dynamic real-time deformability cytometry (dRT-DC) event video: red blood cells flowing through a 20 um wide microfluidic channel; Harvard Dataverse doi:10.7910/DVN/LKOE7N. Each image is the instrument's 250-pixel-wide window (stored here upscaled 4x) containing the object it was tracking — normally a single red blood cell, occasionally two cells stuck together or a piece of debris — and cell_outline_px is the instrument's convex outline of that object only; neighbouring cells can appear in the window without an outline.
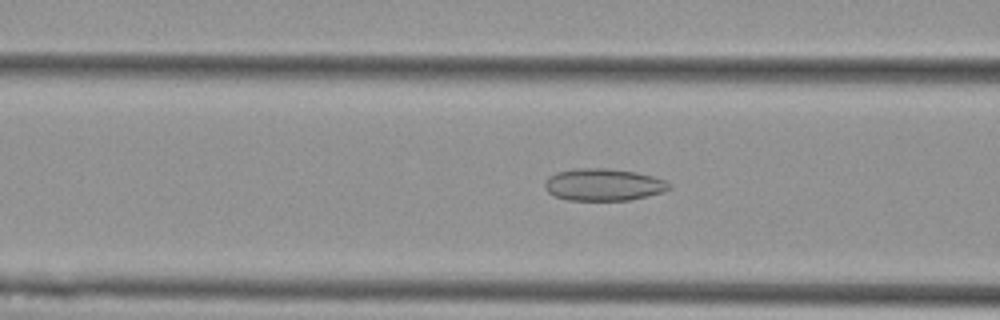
{"species": "Egyptian fruit bat (a non-hibernating species)", "species_latin": "Rousettus aegyptiacus", "temperature_condition": "cold", "stored_images_in_passage": 38, "camera_frame_rate_fps": 3000, "um_per_image_px": 0.085, "animal": {"sex": "female"}, "frame": {"image": 1, "passage_image": 11, "time_ms": 3.333, "image_size_px": [1000, 320], "cell_outline_px": [[672, 188], [664, 192], [648, 196], [628, 200], [568, 200], [556, 196], [548, 192], [544, 188], [544, 180], [548, 176], [556, 172], [572, 168], [608, 168], [636, 172], [652, 176], [664, 180], [672, 184]], "centroid_in_image_um": [51.28, 15.69], "position_along_channel_um": 115.3, "area_um2": 23.58}}
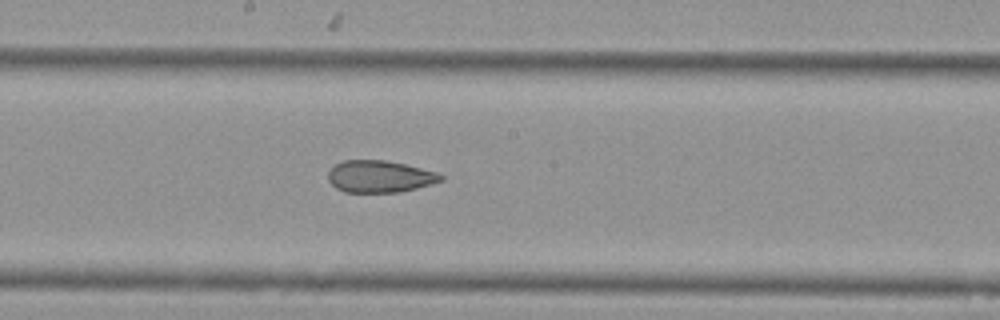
{"frame": {"image": 2, "passage_image": 19, "time_ms": 6.0, "image_size_px": [1000, 320], "cell_outline_px": [[444, 180], [432, 184], [400, 192], [344, 192], [336, 188], [328, 180], [328, 172], [336, 164], [344, 160], [384, 160], [404, 164], [440, 172], [444, 176]], "centroid_in_image_um": [32.31, 15.0], "position_along_channel_um": 215.9, "area_um2": 21.1}}
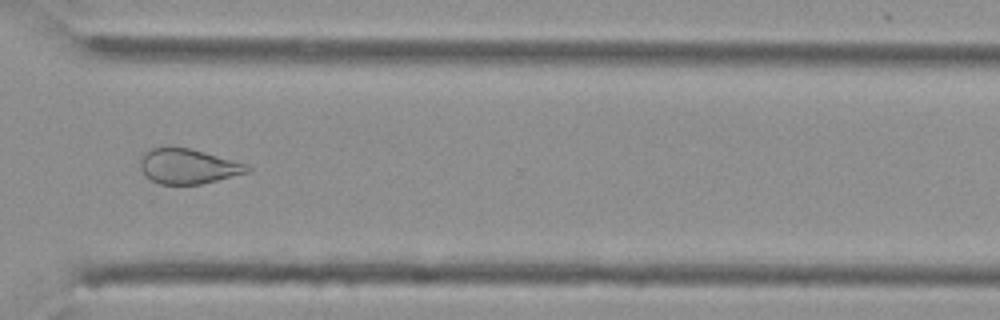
{"frame": {"image": 3, "passage_image": 30, "time_ms": 9.667, "image_size_px": [1000, 320], "cell_outline_px": [[252, 168], [248, 172], [200, 184], [160, 184], [152, 180], [140, 168], [140, 156], [144, 152], [152, 148], [164, 144], [168, 144], [188, 148], [204, 152], [248, 164]], "centroid_in_image_um": [15.94, 14.09], "position_along_channel_um": 354.7, "area_um2": 22.02}, "authors_computed_cell_mechanics": {"area_um2": 22.3686, "velocity_mm_per_s": 3.7788, "shape_relaxation_time_tau1_ms": null, "shape_relaxation_time_tau2_ms": 2.7761, "deformation_change_tau1": null, "deformation_change_tau2": 0.0877}}